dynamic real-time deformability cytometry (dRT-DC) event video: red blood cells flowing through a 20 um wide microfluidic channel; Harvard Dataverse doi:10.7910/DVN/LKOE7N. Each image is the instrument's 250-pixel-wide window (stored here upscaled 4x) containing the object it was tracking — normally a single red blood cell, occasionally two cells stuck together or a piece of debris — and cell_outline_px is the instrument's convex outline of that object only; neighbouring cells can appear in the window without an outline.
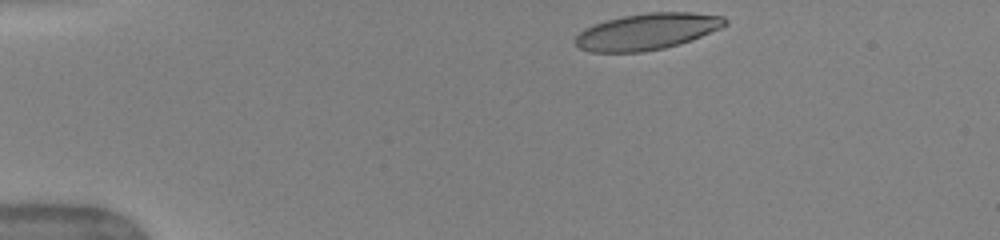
{"species": "human", "species_latin": "Homo sapiens", "temperature_condition": "warm", "stored_images_in_passage": 42, "camera_frame_rate_fps": 3000, "um_per_image_px": 0.085, "donor": {"sex": "female"}, "frame": {"image": 1, "passage_image": 1, "time_ms": 0.0, "image_size_px": [1000, 240], "cell_outline_px": [[728, 24], [720, 28], [692, 40], [680, 44], [664, 48], [644, 52], [588, 52], [580, 48], [576, 44], [576, 36], [584, 28], [608, 20], [624, 16], [648, 12], [692, 12], [724, 16], [728, 20]], "centroid_in_image_um": [55.04, 2.68], "position_along_channel_um": 30.0, "area_um2": 31.73}}
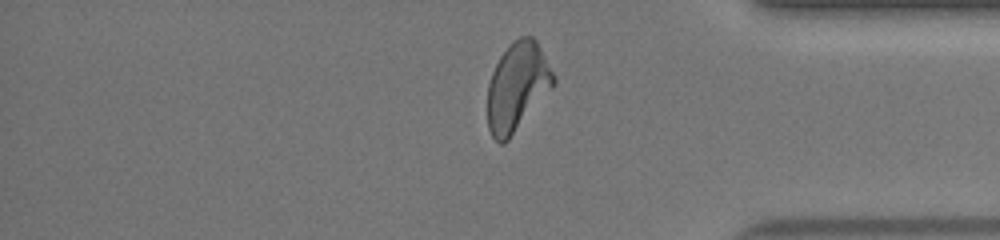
{"frame": {"image": 2, "passage_image": 34, "time_ms": 11.0, "image_size_px": [1000, 240], "cell_outline_px": [[556, 84], [508, 140], [504, 144], [500, 144], [492, 136], [488, 128], [488, 84], [492, 72], [500, 56], [508, 44], [520, 36], [532, 36], [536, 40], [556, 76]], "centroid_in_image_um": [43.98, 7.36], "position_along_channel_um": 391.2, "area_um2": 34.1}}
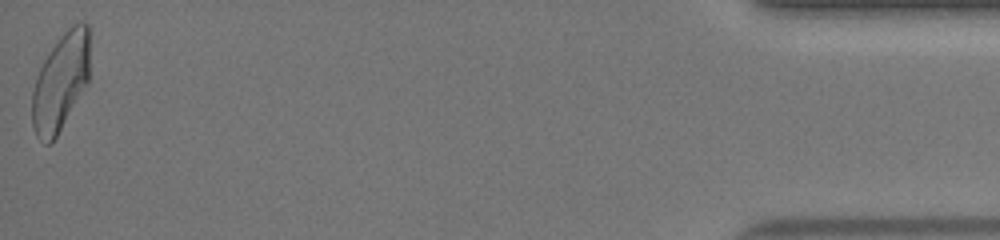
{"frame": {"image": 3, "passage_image": 42, "time_ms": 13.667, "image_size_px": [1000, 240], "cell_outline_px": [[88, 84], [52, 144], [44, 144], [36, 136], [32, 124], [32, 92], [36, 76], [48, 52], [60, 36], [72, 24], [80, 20], [88, 24]], "centroid_in_image_um": [5.14, 6.99], "position_along_channel_um": 430.1, "area_um2": 32.89}, "authors_computed_cell_mechanics": {"area_um2": 33.2639, "velocity_mm_per_s": 4.0541, "shape_relaxation_time_tau1_ms": 4.9595, "shape_relaxation_time_tau2_ms": 1.2003, "deformation_change_tau1": 0.209, "deformation_change_tau2": 0.1084}}